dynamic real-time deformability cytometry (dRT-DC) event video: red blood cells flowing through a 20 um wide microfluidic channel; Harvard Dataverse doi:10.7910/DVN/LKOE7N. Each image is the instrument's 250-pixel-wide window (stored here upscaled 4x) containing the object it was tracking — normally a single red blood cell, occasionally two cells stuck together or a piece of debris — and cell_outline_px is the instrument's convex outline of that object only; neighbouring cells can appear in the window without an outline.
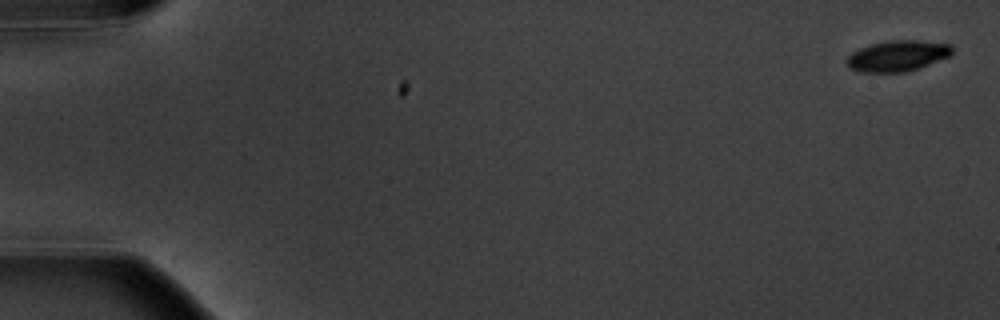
{"species": "common noctule bat (a hibernating species)", "species_latin": "Nyctalus noctula", "temperature_condition": "warm", "stored_images_in_passage": 5, "camera_frame_rate_fps": 3000, "um_per_image_px": 0.085, "animal": {"sex": "male", "body_mass_g": 20.1, "forearm_length_mm": 53.5}, "frame": {"image": 1, "passage_image": 1, "time_ms": 0.0, "image_size_px": [1000, 320], "cell_outline_px": [[952, 52], [948, 56], [920, 68], [908, 72], [860, 72], [852, 68], [844, 60], [852, 52], [860, 48], [872, 44], [892, 40], [916, 40], [952, 44]], "centroid_in_image_um": [76.29, 4.75], "position_along_channel_um": 8.7, "area_um2": 18.84}}
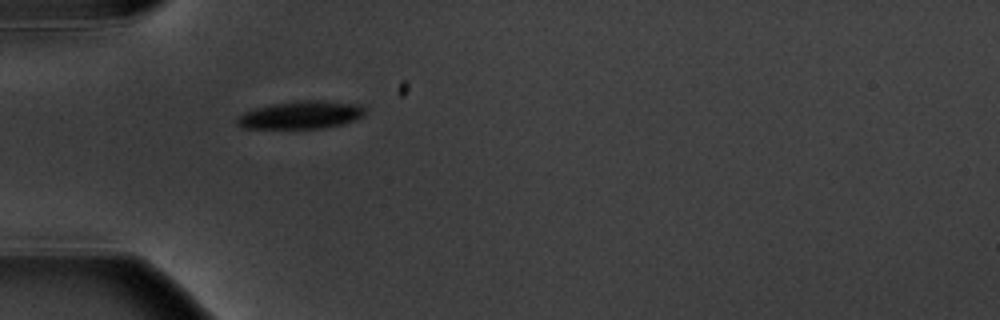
{"frame": {"image": 2, "passage_image": 5, "time_ms": 5.667, "image_size_px": [1000, 320], "cell_outline_px": [[364, 116], [356, 120], [324, 128], [244, 128], [236, 124], [236, 116], [252, 108], [272, 104], [300, 100], [320, 100], [360, 104], [364, 108]], "centroid_in_image_um": [25.55, 9.76], "position_along_channel_um": 59.4, "area_um2": 20.87}}